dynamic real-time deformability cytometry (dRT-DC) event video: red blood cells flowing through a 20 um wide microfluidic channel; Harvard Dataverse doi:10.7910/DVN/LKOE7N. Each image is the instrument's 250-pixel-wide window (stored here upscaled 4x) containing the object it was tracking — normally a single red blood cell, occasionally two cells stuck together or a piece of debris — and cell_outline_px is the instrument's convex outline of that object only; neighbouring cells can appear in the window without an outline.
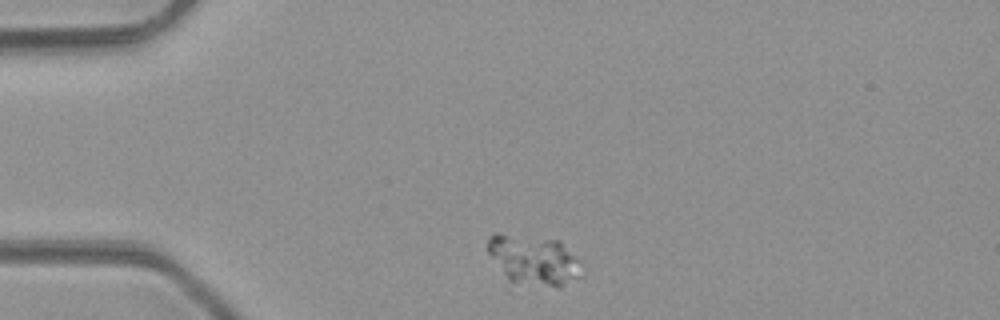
{"species": "common noctule bat (a hibernating species)", "species_latin": "Nyctalus noctula", "temperature_condition": "room temperature", "stored_images_in_passage": 4, "camera_frame_rate_fps": 3000, "um_per_image_px": 0.085, "animal": {"sex": "male", "body_mass_g": 23.1, "forearm_length_mm": 52.7}, "frame": {"image": 1, "passage_image": 1, "time_ms": 0.0, "image_size_px": [1000, 320], "cell_outline_px": [[584, 276], [560, 288], [556, 288], [512, 280], [504, 272], [488, 252], [488, 236], [496, 232], [560, 240], [584, 264]], "centroid_in_image_um": [45.5, 22.08], "position_along_channel_um": 39.5, "area_um2": 27.4}}
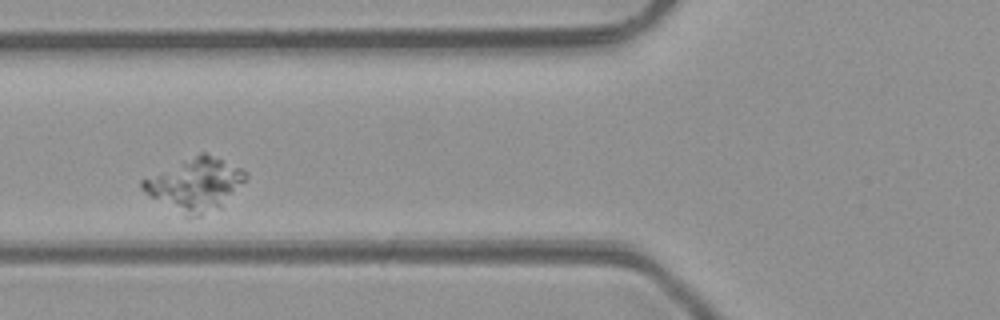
{"frame": {"image": 2, "passage_image": 3, "time_ms": 2.667, "image_size_px": [1000, 320], "cell_outline_px": [[248, 180], [220, 208], [200, 216], [188, 216], [148, 196], [140, 188], [140, 180], [200, 152], [204, 152], [240, 168], [248, 172]], "centroid_in_image_um": [16.61, 15.67], "position_along_channel_um": 109.2, "area_um2": 31.44}}
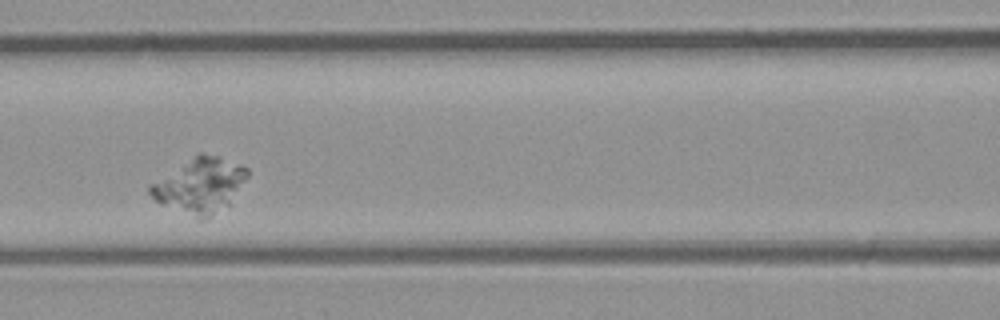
{"frame": {"image": 3, "passage_image": 4, "time_ms": 3.667, "image_size_px": [1000, 320], "cell_outline_px": [[248, 176], [228, 204], [212, 216], [200, 220], [164, 204], [156, 200], [148, 192], [148, 184], [200, 152], [204, 152], [220, 156], [240, 164], [248, 168]], "centroid_in_image_um": [16.99, 15.73], "position_along_channel_um": 149.6, "area_um2": 30.75}}